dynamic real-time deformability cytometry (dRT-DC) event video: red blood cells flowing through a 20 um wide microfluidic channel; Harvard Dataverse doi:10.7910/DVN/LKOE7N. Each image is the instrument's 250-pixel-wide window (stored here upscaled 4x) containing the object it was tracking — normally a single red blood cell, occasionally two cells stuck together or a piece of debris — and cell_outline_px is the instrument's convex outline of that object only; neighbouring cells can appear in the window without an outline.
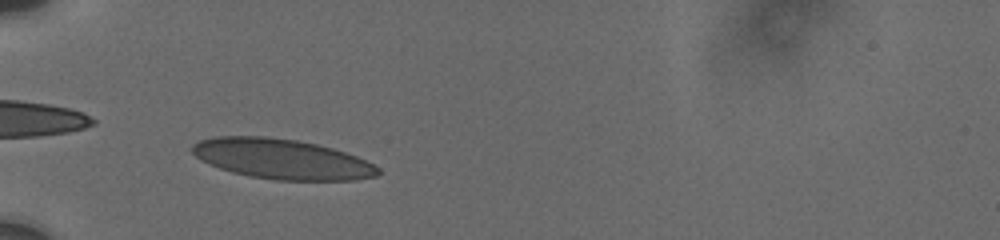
{"species": "human", "species_latin": "Homo sapiens", "temperature_condition": "cold", "stored_images_in_passage": 7, "camera_frame_rate_fps": 3000, "um_per_image_px": 0.085, "donor": {"sex": "male"}, "frame": {"image": 1, "passage_image": 1, "time_ms": 0.0, "image_size_px": [1000, 240], "cell_outline_px": [[380, 172], [376, 176], [356, 180], [276, 180], [248, 176], [232, 172], [208, 164], [200, 160], [192, 152], [192, 144], [200, 140], [216, 136], [264, 136], [296, 140], [316, 144], [332, 148], [356, 156], [380, 168]], "centroid_in_image_um": [23.93, 13.52], "position_along_channel_um": 61.1, "area_um2": 43.35}}
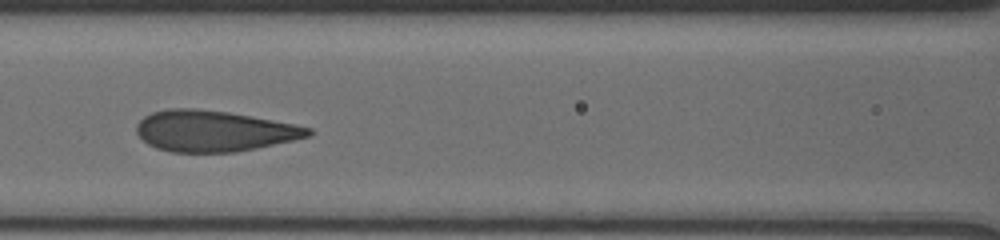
{"frame": {"image": 2, "passage_image": 4, "time_ms": 2.667, "image_size_px": [1000, 240], "cell_outline_px": [[312, 132], [308, 136], [292, 140], [256, 148], [236, 152], [172, 152], [156, 148], [148, 144], [136, 132], [136, 124], [144, 116], [152, 112], [168, 108], [196, 108], [228, 112], [296, 124], [312, 128]], "centroid_in_image_um": [18.15, 11.13], "position_along_channel_um": 148.5, "area_um2": 40.92}}
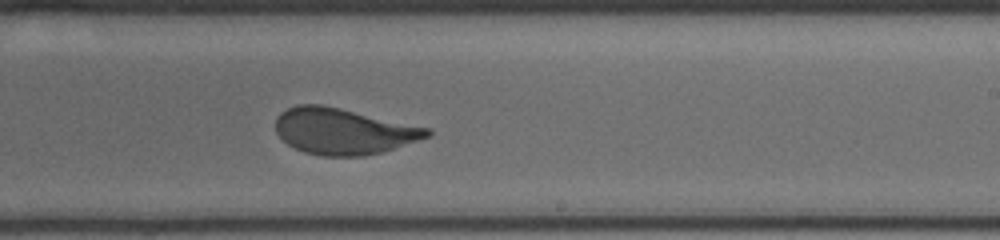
{"frame": {"image": 3, "passage_image": 7, "time_ms": 5.667, "image_size_px": [1000, 240], "cell_outline_px": [[432, 136], [380, 152], [364, 156], [320, 156], [304, 152], [288, 144], [276, 132], [276, 116], [280, 112], [296, 104], [320, 104], [340, 108], [428, 128], [432, 132]], "centroid_in_image_um": [29.16, 11.15], "position_along_channel_um": 259.8, "area_um2": 40.46}}